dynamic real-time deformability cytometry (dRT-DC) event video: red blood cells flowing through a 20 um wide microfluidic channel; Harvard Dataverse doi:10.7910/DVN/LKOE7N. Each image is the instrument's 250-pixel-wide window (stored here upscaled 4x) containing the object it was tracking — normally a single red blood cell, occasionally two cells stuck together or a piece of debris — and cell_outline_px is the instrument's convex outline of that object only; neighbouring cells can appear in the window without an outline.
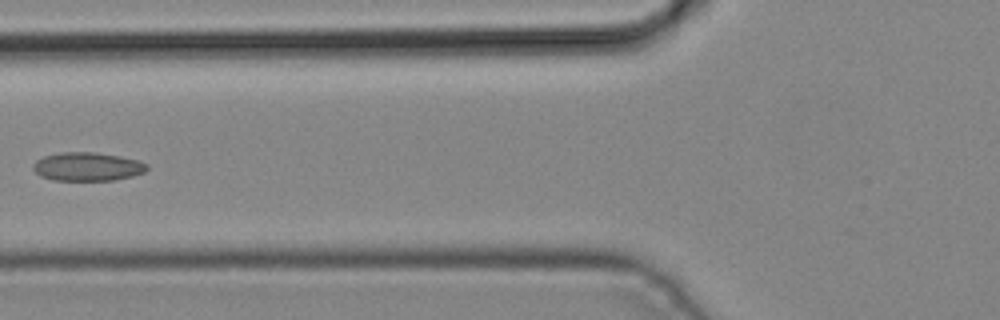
{"species": "common noctule bat (a hibernating species)", "species_latin": "Nyctalus noctula", "temperature_condition": "cold", "stored_images_in_passage": 6, "camera_frame_rate_fps": 3000, "um_per_image_px": 0.085, "animal": {"sex": "male", "body_mass_g": 19.2, "forearm_length_mm": 51.8}, "frame": {"image": 1, "passage_image": 6, "time_ms": 1.667, "image_size_px": [1000, 320], "cell_outline_px": [[148, 168], [144, 172], [132, 176], [116, 180], [52, 180], [40, 176], [32, 168], [32, 164], [36, 160], [44, 156], [60, 152], [96, 152], [120, 156], [140, 160], [148, 164]], "centroid_in_image_um": [7.44, 14.16], "position_along_channel_um": 118.4, "area_um2": 19.13}}